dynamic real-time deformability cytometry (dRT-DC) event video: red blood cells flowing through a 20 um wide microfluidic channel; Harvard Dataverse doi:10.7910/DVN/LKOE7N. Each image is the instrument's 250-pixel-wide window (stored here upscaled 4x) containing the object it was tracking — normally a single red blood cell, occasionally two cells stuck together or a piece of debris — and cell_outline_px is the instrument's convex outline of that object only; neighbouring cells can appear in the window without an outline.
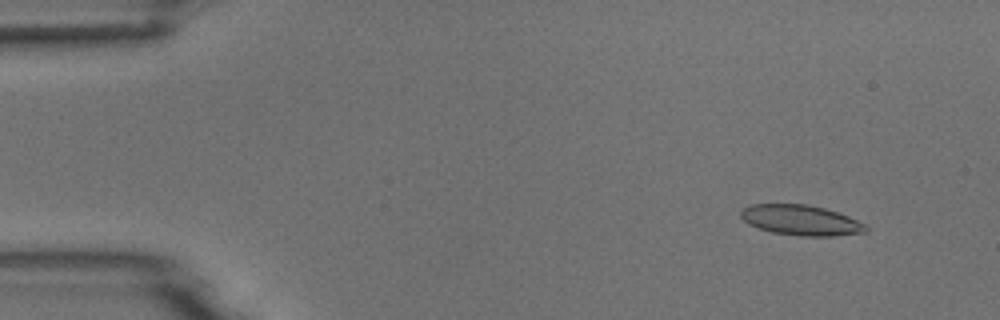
{"species": "common noctule bat (a hibernating species)", "species_latin": "Nyctalus noctula", "temperature_condition": "room temperature", "stored_images_in_passage": 5, "camera_frame_rate_fps": 3000, "um_per_image_px": 0.085, "animal": {"sex": "male", "body_mass_g": 18.8}, "frame": {"image": 1, "passage_image": 1, "time_ms": 0.0, "image_size_px": [1000, 320], "cell_outline_px": [[868, 232], [832, 236], [800, 236], [772, 232], [748, 224], [740, 216], [740, 212], [744, 208], [752, 204], [808, 204], [824, 208], [848, 216], [868, 224]], "centroid_in_image_um": [68.12, 18.72], "position_along_channel_um": 16.9, "area_um2": 22.14}}
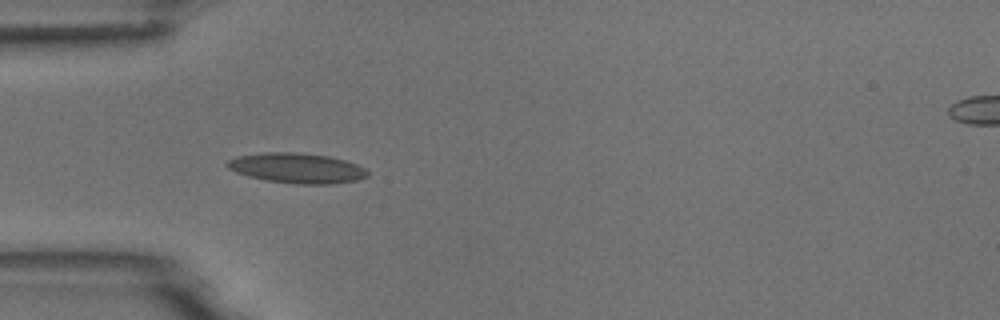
{"frame": {"image": 2, "passage_image": 4, "time_ms": 3.667, "image_size_px": [1000, 320], "cell_outline_px": [[368, 176], [356, 180], [332, 184], [296, 184], [264, 180], [248, 176], [236, 172], [228, 168], [224, 164], [228, 160], [236, 156], [268, 152], [296, 152], [328, 156], [344, 160], [356, 164], [364, 168], [368, 172]], "centroid_in_image_um": [25.2, 14.29], "position_along_channel_um": 59.8, "area_um2": 24.62}}